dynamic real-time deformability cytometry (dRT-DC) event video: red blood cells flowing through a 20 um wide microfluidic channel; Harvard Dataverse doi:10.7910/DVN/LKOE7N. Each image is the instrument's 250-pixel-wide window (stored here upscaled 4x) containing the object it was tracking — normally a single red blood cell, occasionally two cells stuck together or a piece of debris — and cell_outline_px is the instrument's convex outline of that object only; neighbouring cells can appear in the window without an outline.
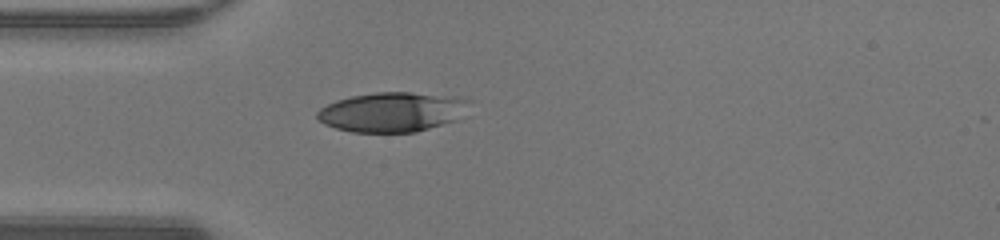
{"species": "human", "species_latin": "Homo sapiens", "temperature_condition": "warm", "stored_images_in_passage": 35, "camera_frame_rate_fps": 3000, "um_per_image_px": 0.085, "donor": {"sex": "male"}, "frame": {"image": 1, "passage_image": 1, "time_ms": 0.0, "image_size_px": [1000, 240], "cell_outline_px": [[472, 100], [456, 120], [416, 132], [352, 132], [336, 128], [324, 124], [316, 116], [316, 112], [320, 108], [336, 100], [352, 96], [376, 92], [408, 92], [460, 96]], "centroid_in_image_um": [33.34, 9.51], "position_along_channel_um": 51.7, "area_um2": 35.14}}
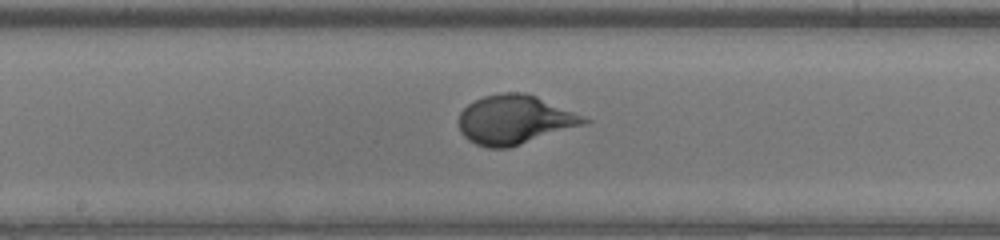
{"frame": {"image": 2, "passage_image": 12, "time_ms": 3.667, "image_size_px": [1000, 240], "cell_outline_px": [[592, 120], [588, 124], [508, 148], [488, 148], [476, 144], [468, 140], [460, 132], [456, 120], [460, 112], [468, 104], [484, 96], [500, 92], [524, 92], [536, 96], [584, 116]], "centroid_in_image_um": [43.73, 10.18], "position_along_channel_um": 204.5, "area_um2": 36.18}}
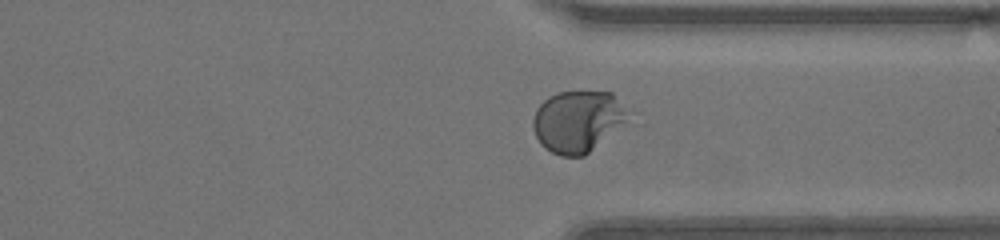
{"frame": {"image": 3, "passage_image": 23, "time_ms": 7.333, "image_size_px": [1000, 240], "cell_outline_px": [[624, 120], [584, 156], [560, 156], [544, 148], [540, 144], [532, 128], [532, 120], [536, 108], [548, 96], [556, 92], [612, 92], [624, 112]], "centroid_in_image_um": [48.95, 10.31], "position_along_channel_um": 362.5, "area_um2": 32.95}, "authors_computed_cell_mechanics": {"area_um2": 35.6626, "velocity_mm_per_s": 4.3206, "shape_relaxation_time_tau1_ms": 3.7168, "shape_relaxation_time_tau2_ms": null, "deformation_change_tau1": 0.2567, "deformation_change_tau2": null}}